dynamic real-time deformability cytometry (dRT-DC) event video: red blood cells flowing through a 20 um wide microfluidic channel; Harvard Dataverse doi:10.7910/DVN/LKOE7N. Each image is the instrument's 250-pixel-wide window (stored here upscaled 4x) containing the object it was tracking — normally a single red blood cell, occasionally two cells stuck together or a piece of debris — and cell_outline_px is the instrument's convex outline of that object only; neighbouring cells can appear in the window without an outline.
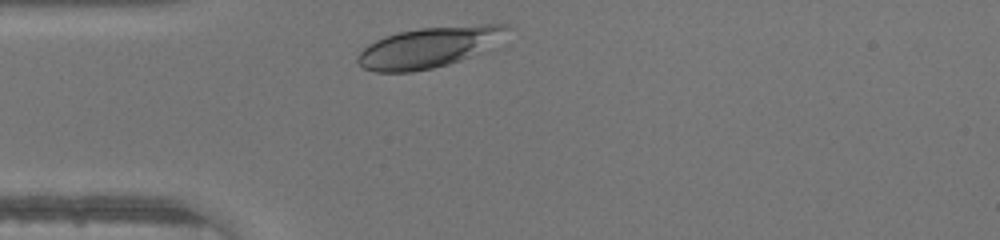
{"species": "human", "species_latin": "Homo sapiens", "temperature_condition": "warm", "stored_images_in_passage": 26, "camera_frame_rate_fps": 3000, "um_per_image_px": 0.085, "donor": {"sex": "male"}, "frame": {"image": 1, "passage_image": 2, "time_ms": 0.333, "image_size_px": [1000, 240], "cell_outline_px": [[508, 28], [468, 56], [460, 60], [448, 64], [432, 68], [412, 72], [372, 72], [364, 68], [356, 60], [356, 56], [368, 44], [384, 36], [400, 32], [420, 28], [480, 24], [508, 24]], "centroid_in_image_um": [36.22, 4.03], "position_along_channel_um": 48.8, "area_um2": 33.81}}
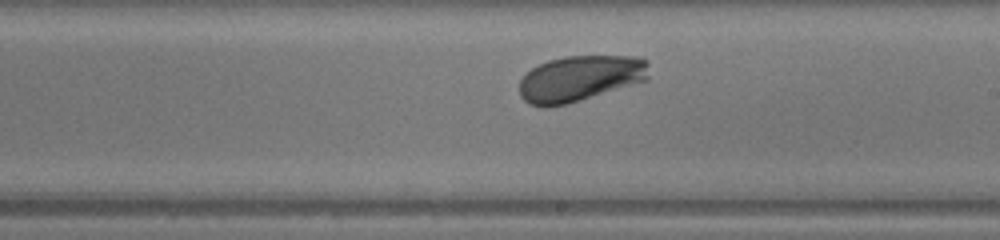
{"frame": {"image": 2, "passage_image": 16, "time_ms": 5.0, "image_size_px": [1000, 240], "cell_outline_px": [[648, 80], [568, 104], [544, 108], [528, 104], [520, 96], [520, 80], [532, 68], [548, 60], [564, 56], [640, 56], [648, 60]], "centroid_in_image_um": [49.32, 6.67], "position_along_channel_um": 239.7, "area_um2": 34.97}}
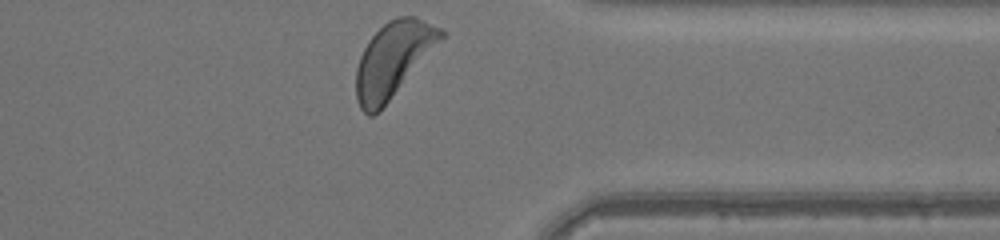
{"frame": {"image": 3, "passage_image": 26, "time_ms": 8.333, "image_size_px": [1000, 240], "cell_outline_px": [[444, 36], [380, 112], [372, 116], [368, 116], [360, 108], [356, 100], [356, 68], [360, 56], [368, 40], [388, 20], [400, 16], [416, 16], [440, 28], [444, 32]], "centroid_in_image_um": [33.37, 5.08], "position_along_channel_um": 378.0, "area_um2": 36.65}}